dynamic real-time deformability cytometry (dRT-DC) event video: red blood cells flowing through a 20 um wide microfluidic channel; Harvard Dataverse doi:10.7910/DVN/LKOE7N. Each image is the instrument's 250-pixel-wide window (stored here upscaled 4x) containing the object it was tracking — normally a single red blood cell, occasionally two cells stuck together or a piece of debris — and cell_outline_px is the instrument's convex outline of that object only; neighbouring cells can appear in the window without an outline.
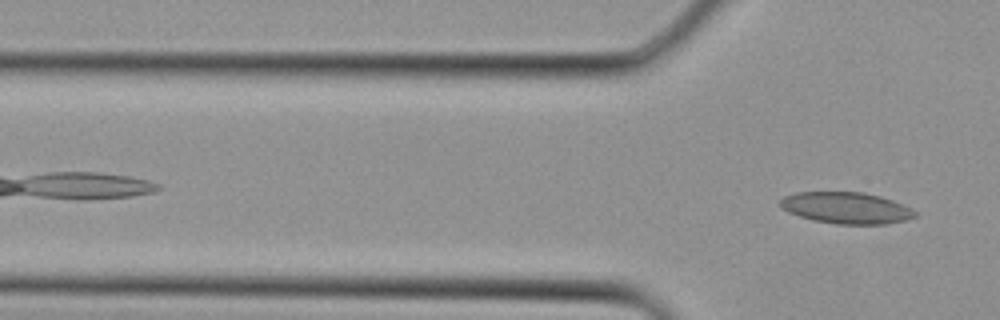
{"species": "Egyptian fruit bat (a non-hibernating species)", "species_latin": "Rousettus aegyptiacus", "temperature_condition": "cold", "stored_images_in_passage": 3, "camera_frame_rate_fps": 3000, "um_per_image_px": 0.085, "animal": {"sex": "female"}, "frame": {"image": 1, "passage_image": 3, "time_ms": 0.667, "image_size_px": [1000, 320], "cell_outline_px": [[916, 216], [904, 220], [884, 224], [836, 224], [812, 220], [788, 212], [780, 208], [780, 200], [784, 196], [796, 192], [864, 192], [880, 196], [892, 200], [912, 208], [916, 212]], "centroid_in_image_um": [71.91, 17.67], "position_along_channel_um": 53.9, "area_um2": 24.74}}